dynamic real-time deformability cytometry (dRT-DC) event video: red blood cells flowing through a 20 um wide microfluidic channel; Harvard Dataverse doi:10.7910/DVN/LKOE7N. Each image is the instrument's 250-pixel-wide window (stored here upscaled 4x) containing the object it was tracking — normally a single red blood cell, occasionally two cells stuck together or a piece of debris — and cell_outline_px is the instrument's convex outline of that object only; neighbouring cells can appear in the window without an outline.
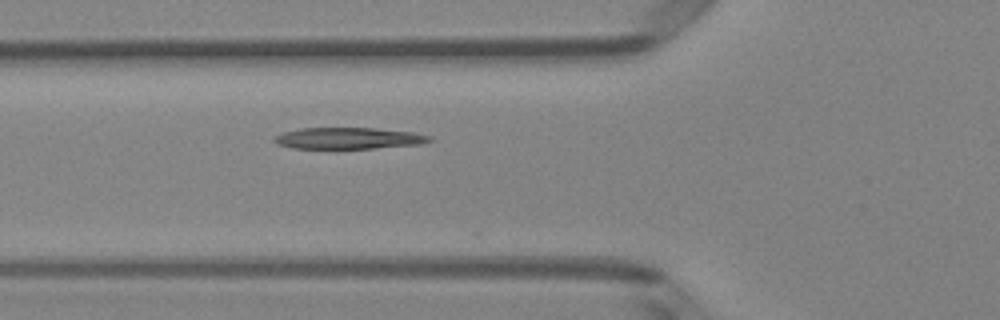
{"species": "Egyptian fruit bat (a non-hibernating species)", "species_latin": "Rousettus aegyptiacus", "temperature_condition": "room temperature", "stored_images_in_passage": 5, "camera_frame_rate_fps": 3000, "um_per_image_px": 0.085, "animal": {"sex": "female"}, "frame": {"image": 1, "passage_image": 5, "time_ms": 1.333, "image_size_px": [1000, 320], "cell_outline_px": [[432, 140], [420, 144], [376, 148], [292, 148], [276, 144], [272, 140], [280, 132], [300, 128], [376, 128], [412, 132], [432, 136]], "centroid_in_image_um": [29.59, 11.74], "position_along_channel_um": 96.2, "area_um2": 19.42}}